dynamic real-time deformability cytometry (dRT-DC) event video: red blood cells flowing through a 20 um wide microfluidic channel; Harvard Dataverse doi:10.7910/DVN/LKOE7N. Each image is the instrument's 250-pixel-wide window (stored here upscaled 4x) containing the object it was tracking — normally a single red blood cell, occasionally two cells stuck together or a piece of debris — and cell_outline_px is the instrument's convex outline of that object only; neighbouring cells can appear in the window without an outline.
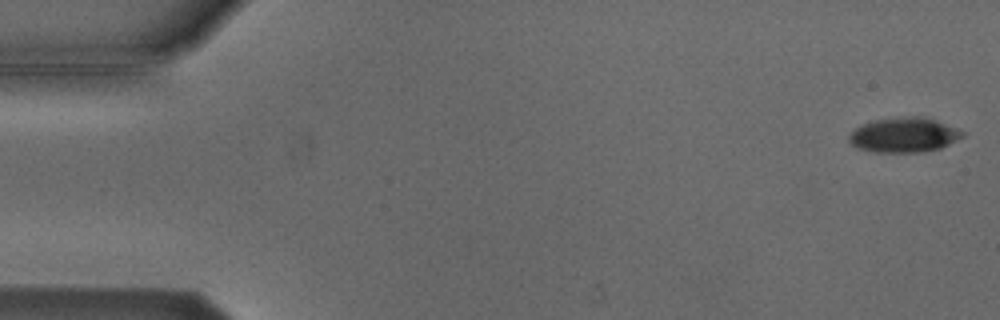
{"species": "Egyptian fruit bat (a non-hibernating species)", "species_latin": "Rousettus aegyptiacus", "temperature_condition": "cold", "stored_images_in_passage": 5, "camera_frame_rate_fps": 3000, "um_per_image_px": 0.085, "animal": {"sex": "male"}, "frame": {"image": 1, "passage_image": 1, "time_ms": 0.0, "image_size_px": [1000, 320], "cell_outline_px": [[964, 136], [940, 148], [916, 152], [876, 152], [860, 148], [852, 144], [848, 140], [848, 136], [860, 124], [872, 120], [908, 116], [928, 116], [956, 128], [964, 132]], "centroid_in_image_um": [76.84, 11.45], "position_along_channel_um": 8.2, "area_um2": 22.95}}